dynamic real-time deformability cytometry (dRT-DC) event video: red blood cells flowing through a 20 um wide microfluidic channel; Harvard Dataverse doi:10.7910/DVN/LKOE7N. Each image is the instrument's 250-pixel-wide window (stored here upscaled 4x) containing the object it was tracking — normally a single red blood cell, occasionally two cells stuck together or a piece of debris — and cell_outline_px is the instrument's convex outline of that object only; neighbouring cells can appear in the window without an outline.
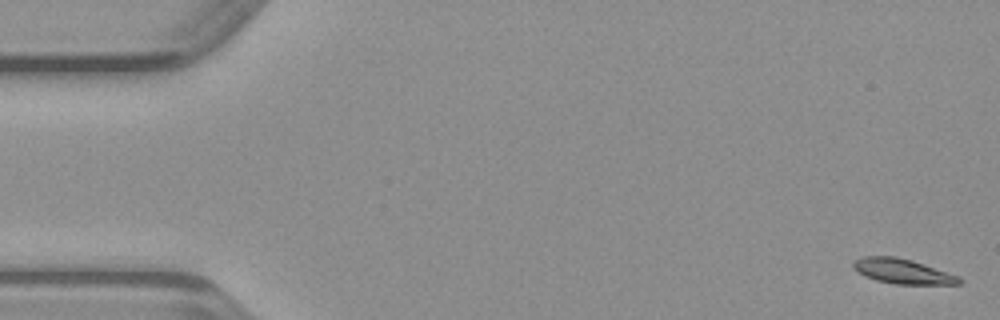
{"species": "common noctule bat (a hibernating species)", "species_latin": "Nyctalus noctula", "temperature_condition": "warm", "stored_images_in_passage": 48, "camera_frame_rate_fps": 3000, "um_per_image_px": 0.085, "animal": {"sex": "male", "body_mass_g": 23.1, "forearm_length_mm": 52.7}, "frame": {"image": 1, "passage_image": 1, "time_ms": 0.0, "image_size_px": [1000, 320], "cell_outline_px": [[964, 280], [960, 284], [896, 284], [876, 280], [864, 276], [852, 268], [852, 264], [856, 260], [864, 256], [896, 256], [912, 260], [924, 264], [956, 276]], "centroid_in_image_um": [76.67, 23.06], "position_along_channel_um": 8.3, "area_um2": 15.2}}
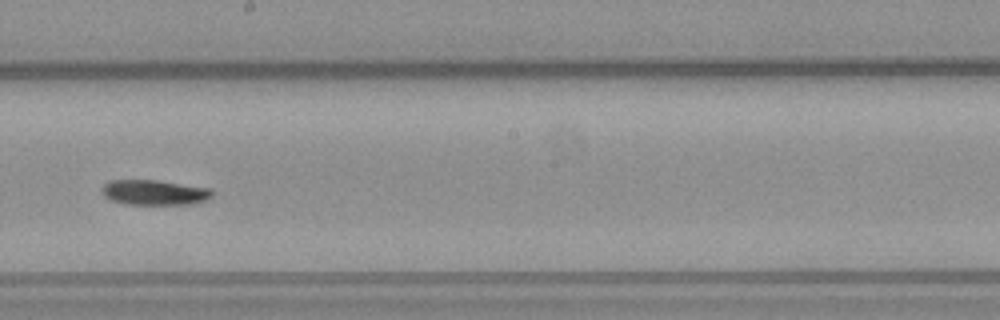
{"frame": {"image": 2, "passage_image": 27, "time_ms": 8.667, "image_size_px": [1000, 320], "cell_outline_px": [[212, 196], [204, 200], [192, 204], [124, 204], [112, 200], [104, 196], [100, 192], [100, 188], [108, 180], [156, 180], [212, 188]], "centroid_in_image_um": [13.08, 16.35], "position_along_channel_um": 235.1, "area_um2": 16.24}}
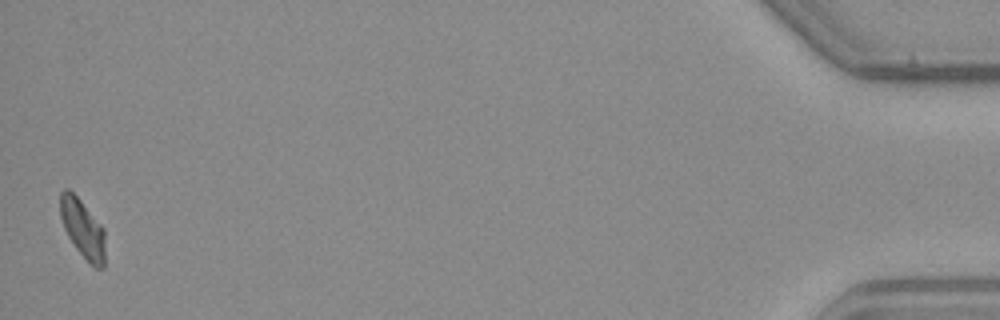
{"frame": {"image": 3, "passage_image": 48, "time_ms": 15.667, "image_size_px": [1000, 320], "cell_outline_px": [[104, 268], [96, 268], [76, 248], [68, 236], [64, 228], [60, 216], [60, 192], [64, 188], [68, 188], [80, 200], [104, 228]], "centroid_in_image_um": [7.01, 19.4], "position_along_channel_um": 428.2, "area_um2": 15.03}}